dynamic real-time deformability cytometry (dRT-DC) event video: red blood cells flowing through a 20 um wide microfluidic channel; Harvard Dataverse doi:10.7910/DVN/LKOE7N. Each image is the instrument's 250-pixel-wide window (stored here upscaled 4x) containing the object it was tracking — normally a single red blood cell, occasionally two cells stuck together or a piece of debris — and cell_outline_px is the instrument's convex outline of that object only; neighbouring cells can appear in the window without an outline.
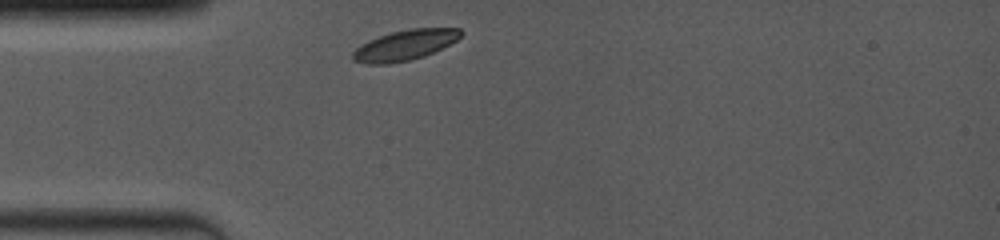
{"species": "common noctule bat (a hibernating species)", "species_latin": "Nyctalus noctula", "temperature_condition": "room temperature", "stored_images_in_passage": 17, "camera_frame_rate_fps": 4000, "um_per_image_px": 0.085, "animal": {"sex": "female", "body_mass_g": 19.0, "forearm_length_mm": 53.3}, "frame": {"image": 1, "passage_image": 1, "time_ms": 0.0, "image_size_px": [1000, 240], "cell_outline_px": [[464, 32], [456, 40], [424, 56], [408, 60], [388, 64], [368, 64], [352, 60], [352, 52], [360, 44], [368, 40], [392, 32], [408, 28], [460, 28]], "centroid_in_image_um": [34.37, 3.83], "position_along_channel_um": 50.6, "area_um2": 18.96}}
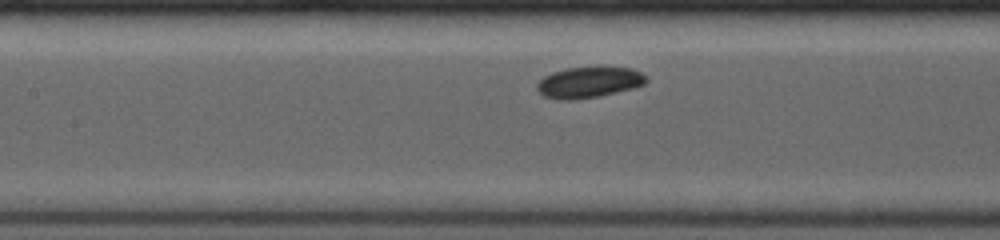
{"frame": {"image": 2, "passage_image": 10, "time_ms": 3.0, "image_size_px": [1000, 240], "cell_outline_px": [[648, 80], [644, 84], [632, 88], [600, 96], [572, 100], [560, 100], [544, 96], [536, 88], [536, 84], [544, 76], [552, 72], [564, 68], [600, 64], [632, 68], [640, 72]], "centroid_in_image_um": [50.05, 6.94], "position_along_channel_um": 157.3, "area_um2": 20.4}}
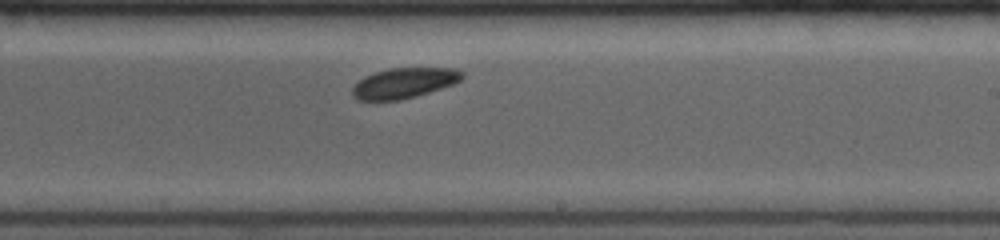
{"frame": {"image": 3, "passage_image": 17, "time_ms": 5.5, "image_size_px": [1000, 240], "cell_outline_px": [[464, 76], [460, 80], [452, 84], [416, 96], [400, 100], [356, 100], [352, 96], [352, 88], [364, 76], [388, 68], [456, 68], [464, 72]], "centroid_in_image_um": [34.33, 7.05], "position_along_channel_um": 254.7, "area_um2": 19.31}}